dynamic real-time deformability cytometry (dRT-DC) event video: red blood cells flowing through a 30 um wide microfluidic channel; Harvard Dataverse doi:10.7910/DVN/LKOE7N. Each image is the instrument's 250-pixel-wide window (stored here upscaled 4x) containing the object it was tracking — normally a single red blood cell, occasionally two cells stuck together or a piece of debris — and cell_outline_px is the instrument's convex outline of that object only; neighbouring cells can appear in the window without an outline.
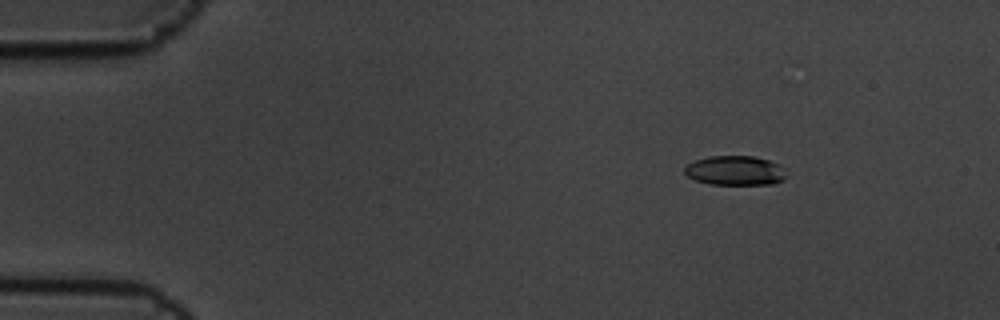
{"species": "common noctule bat (a hibernating species)", "species_latin": "Nyctalus noctula", "temperature_condition": "cold", "stored_images_in_passage": 5, "camera_frame_rate_fps": 3000, "um_per_image_px": 0.085, "animal": {"sex": "male", "body_mass_g": 19.5, "forearm_length_mm": 54.6}, "frame": {"image": 1, "passage_image": 3, "time_ms": 0.667, "image_size_px": [1000, 320], "cell_outline_px": [[784, 180], [772, 184], [712, 184], [696, 180], [688, 176], [684, 172], [684, 168], [688, 164], [696, 160], [712, 156], [752, 156], [768, 160], [776, 164], [784, 176]], "centroid_in_image_um": [62.42, 14.5], "position_along_channel_um": 22.6, "area_um2": 16.94}}
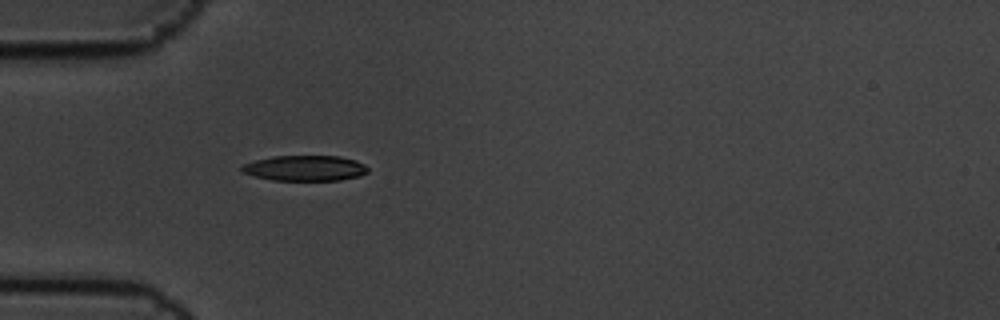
{"frame": {"image": 2, "passage_image": 5, "time_ms": 1.333, "image_size_px": [1000, 320], "cell_outline_px": [[368, 172], [360, 176], [340, 180], [272, 180], [256, 176], [244, 172], [240, 168], [244, 164], [256, 160], [272, 156], [340, 156], [356, 160], [364, 164], [368, 168]], "centroid_in_image_um": [25.97, 14.29], "position_along_channel_um": 59.0, "area_um2": 18.61}}